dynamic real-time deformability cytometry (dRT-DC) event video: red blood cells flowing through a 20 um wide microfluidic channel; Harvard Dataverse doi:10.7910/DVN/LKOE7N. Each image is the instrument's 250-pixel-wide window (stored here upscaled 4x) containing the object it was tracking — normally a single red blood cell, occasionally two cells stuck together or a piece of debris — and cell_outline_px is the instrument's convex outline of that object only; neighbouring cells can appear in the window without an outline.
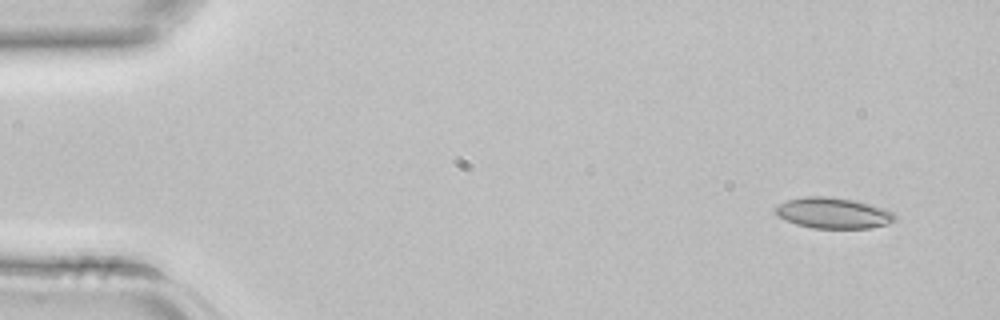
{"species": "common noctule bat (a hibernating species)", "species_latin": "Nyctalus noctula", "temperature_condition": "room temperature", "stored_images_in_passage": 41, "camera_frame_rate_fps": 3000, "um_per_image_px": 0.085, "animal": {"sex": "female", "body_mass_g": 22.7, "forearm_length_mm": 54.2}, "frame": {"image": 1, "passage_image": 1, "time_ms": 0.0, "image_size_px": [1000, 320], "cell_outline_px": [[896, 220], [888, 224], [872, 228], [812, 228], [796, 224], [780, 216], [776, 212], [776, 208], [780, 204], [788, 200], [804, 196], [828, 196], [856, 200], [884, 208], [892, 212], [896, 216]], "centroid_in_image_um": [70.89, 18.1], "position_along_channel_um": 14.1, "area_um2": 21.39}}
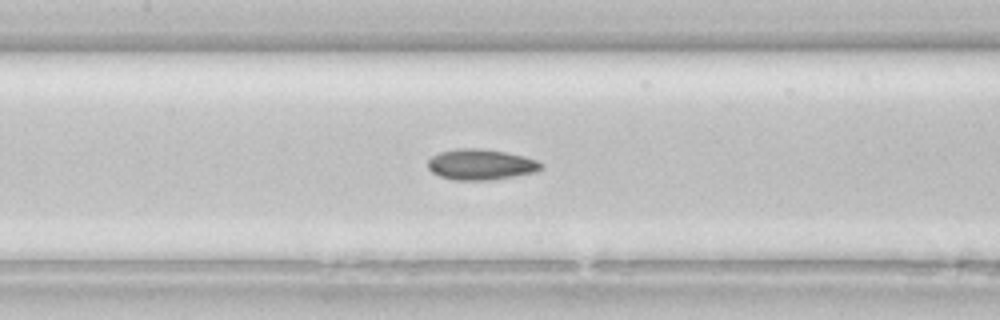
{"frame": {"image": 2, "passage_image": 18, "time_ms": 5.667, "image_size_px": [1000, 320], "cell_outline_px": [[540, 168], [536, 172], [492, 180], [452, 180], [440, 176], [432, 172], [428, 168], [428, 160], [432, 156], [440, 152], [456, 148], [480, 148], [504, 152], [524, 156], [536, 160], [540, 164]], "centroid_in_image_um": [40.82, 13.98], "position_along_channel_um": 166.6, "area_um2": 20.17}}
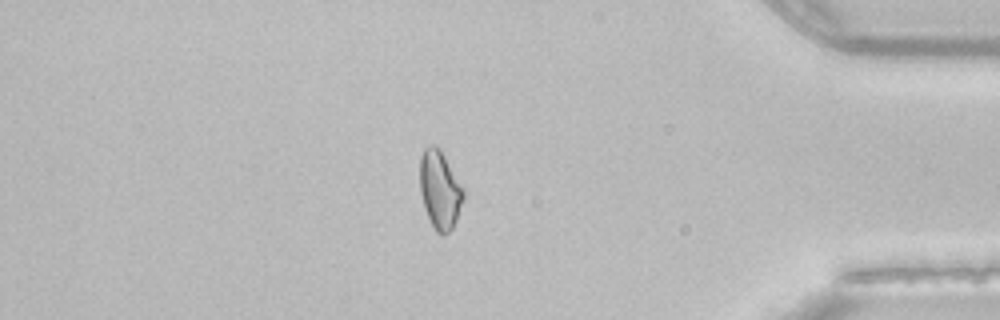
{"frame": {"image": 3, "passage_image": 35, "time_ms": 11.333, "image_size_px": [1000, 320], "cell_outline_px": [[464, 200], [456, 220], [452, 228], [448, 232], [436, 232], [424, 208], [420, 192], [420, 156], [424, 148], [428, 144], [432, 144], [440, 148], [464, 188]], "centroid_in_image_um": [37.39, 16.08], "position_along_channel_um": 397.8, "area_um2": 19.88}}